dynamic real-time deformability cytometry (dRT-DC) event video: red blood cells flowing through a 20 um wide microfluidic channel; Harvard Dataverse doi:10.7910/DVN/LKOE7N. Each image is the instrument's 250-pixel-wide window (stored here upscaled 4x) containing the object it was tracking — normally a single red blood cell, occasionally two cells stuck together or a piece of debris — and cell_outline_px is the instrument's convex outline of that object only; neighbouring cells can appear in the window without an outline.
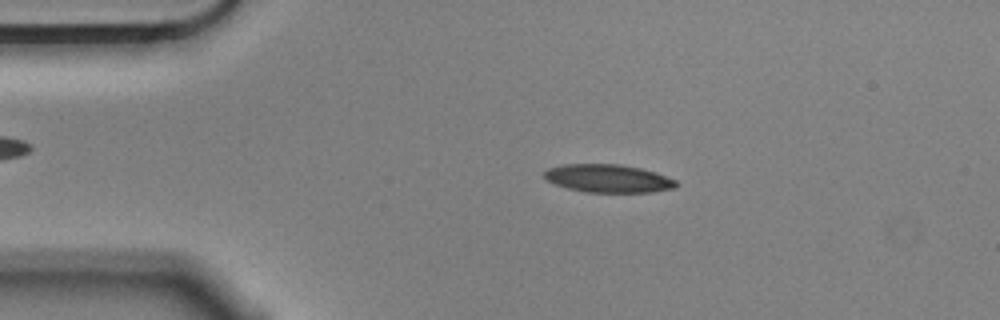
{"species": "Egyptian fruit bat (a non-hibernating species)", "species_latin": "Rousettus aegyptiacus", "temperature_condition": "cold", "stored_images_in_passage": 55, "camera_frame_rate_fps": 3000, "um_per_image_px": 0.085, "animal": {"sex": "male"}, "frame": {"image": 1, "passage_image": 10, "time_ms": 3.0, "image_size_px": [1000, 320], "cell_outline_px": [[680, 184], [676, 188], [652, 192], [584, 192], [568, 188], [556, 184], [548, 180], [544, 176], [544, 172], [548, 168], [564, 164], [620, 164], [640, 168], [656, 172], [676, 180]], "centroid_in_image_um": [51.74, 15.17], "position_along_channel_um": 33.3, "area_um2": 21.62}}
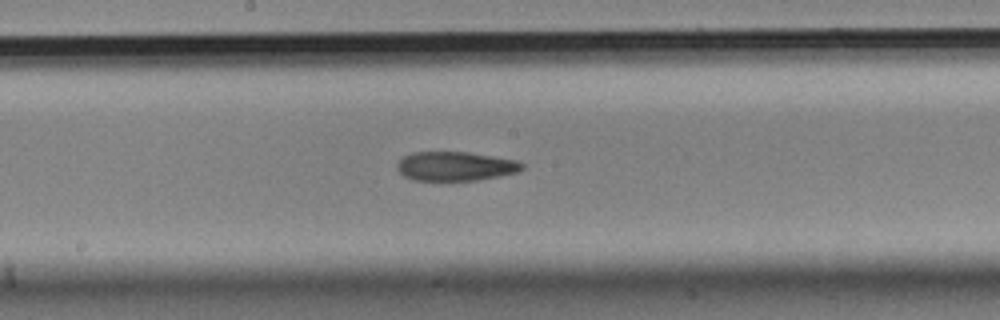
{"frame": {"image": 2, "passage_image": 28, "time_ms": 9.0, "image_size_px": [1000, 320], "cell_outline_px": [[524, 168], [516, 172], [500, 176], [480, 180], [412, 180], [404, 176], [396, 168], [396, 164], [404, 156], [412, 152], [468, 152], [516, 160], [524, 164]], "centroid_in_image_um": [38.7, 14.13], "position_along_channel_um": 209.5, "area_um2": 21.21}}
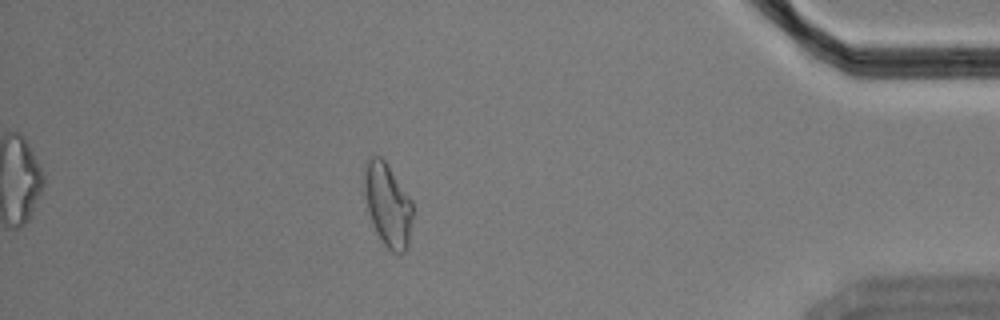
{"frame": {"image": 3, "passage_image": 48, "time_ms": 15.667, "image_size_px": [1000, 320], "cell_outline_px": [[412, 216], [408, 248], [404, 252], [392, 252], [384, 244], [376, 232], [372, 224], [364, 192], [364, 168], [368, 160], [372, 156], [380, 156], [388, 164], [412, 200]], "centroid_in_image_um": [32.96, 17.4], "position_along_channel_um": 402.2, "area_um2": 23.35}, "authors_computed_cell_mechanics": {"area_um2": 22.253, "velocity_mm_per_s": 3.5543, "shape_relaxation_time_tau1_ms": null, "shape_relaxation_time_tau2_ms": 5.1488, "deformation_change_tau1": null, "deformation_change_tau2": 0.1345}}